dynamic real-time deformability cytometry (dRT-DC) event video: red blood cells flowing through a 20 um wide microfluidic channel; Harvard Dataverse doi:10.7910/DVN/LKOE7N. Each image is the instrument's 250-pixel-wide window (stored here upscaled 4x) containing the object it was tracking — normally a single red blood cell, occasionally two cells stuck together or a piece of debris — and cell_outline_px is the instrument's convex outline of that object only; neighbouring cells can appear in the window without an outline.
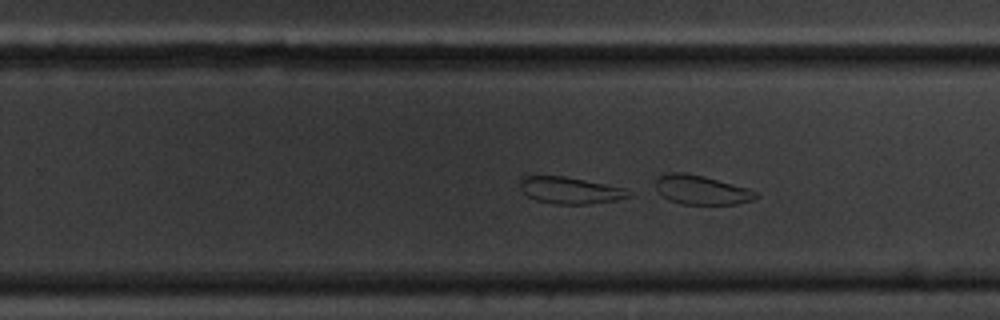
{"species": "common noctule bat (a hibernating species)", "species_latin": "Nyctalus noctula", "temperature_condition": "cold", "stored_images_in_passage": 35, "camera_frame_rate_fps": 3000, "um_per_image_px": 0.085, "animal": {"sex": "male", "body_mass_g": 20.1, "forearm_length_mm": 53.5}, "frame": {"image": 1, "passage_image": 33, "time_ms": 10.667, "image_size_px": [1000, 320], "cell_outline_px": [[632, 196], [616, 200], [588, 204], [552, 204], [536, 200], [528, 196], [520, 188], [520, 180], [524, 176], [564, 176], [624, 188], [632, 192]], "centroid_in_image_um": [48.46, 16.19], "position_along_channel_um": 281.3, "area_um2": 16.82}}